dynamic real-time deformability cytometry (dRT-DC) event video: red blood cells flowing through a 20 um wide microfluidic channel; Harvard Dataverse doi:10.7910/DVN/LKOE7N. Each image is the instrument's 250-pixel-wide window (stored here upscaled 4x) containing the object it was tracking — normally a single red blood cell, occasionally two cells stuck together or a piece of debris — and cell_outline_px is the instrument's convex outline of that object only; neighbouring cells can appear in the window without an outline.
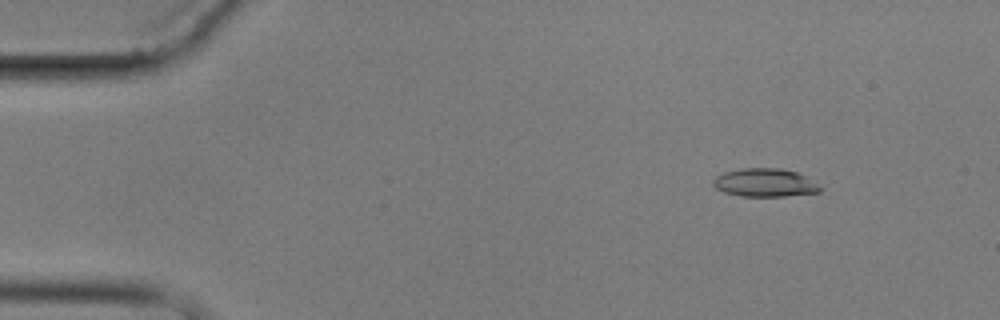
{"species": "common noctule bat (a hibernating species)", "species_latin": "Nyctalus noctula", "temperature_condition": "cold", "stored_images_in_passage": 5, "camera_frame_rate_fps": 3000, "um_per_image_px": 0.085, "animal": {"sex": "male", "body_mass_g": 17.9}, "frame": {"image": 1, "passage_image": 2, "time_ms": 1.333, "image_size_px": [1000, 320], "cell_outline_px": [[820, 192], [784, 196], [740, 196], [724, 192], [716, 188], [712, 184], [712, 180], [716, 176], [724, 172], [744, 168], [780, 168], [796, 172], [804, 176], [816, 184], [820, 188]], "centroid_in_image_um": [64.95, 15.53], "position_along_channel_um": 20.0, "area_um2": 17.4}}
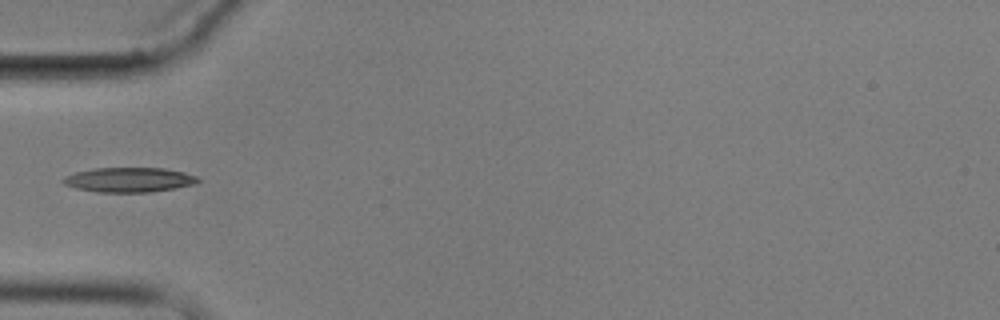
{"frame": {"image": 2, "passage_image": 5, "time_ms": 5.333, "image_size_px": [1000, 320], "cell_outline_px": [[200, 180], [196, 184], [152, 192], [100, 192], [76, 188], [64, 184], [60, 180], [64, 176], [76, 172], [92, 168], [164, 168], [184, 172], [196, 176]], "centroid_in_image_um": [10.96, 15.28], "position_along_channel_um": 74.0, "area_um2": 19.42}}